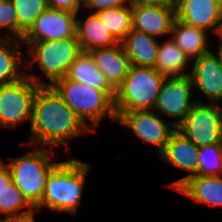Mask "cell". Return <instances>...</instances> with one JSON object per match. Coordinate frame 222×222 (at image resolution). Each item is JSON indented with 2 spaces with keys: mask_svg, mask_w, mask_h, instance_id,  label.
<instances>
[{
  "mask_svg": "<svg viewBox=\"0 0 222 222\" xmlns=\"http://www.w3.org/2000/svg\"><path fill=\"white\" fill-rule=\"evenodd\" d=\"M25 50V71H42L48 85L66 76L76 56L81 52L77 37L50 41H21Z\"/></svg>",
  "mask_w": 222,
  "mask_h": 222,
  "instance_id": "obj_6",
  "label": "cell"
},
{
  "mask_svg": "<svg viewBox=\"0 0 222 222\" xmlns=\"http://www.w3.org/2000/svg\"><path fill=\"white\" fill-rule=\"evenodd\" d=\"M193 95V84L189 76L165 78L154 110L162 117L164 115V117L169 118L167 121H170L177 128L196 102Z\"/></svg>",
  "mask_w": 222,
  "mask_h": 222,
  "instance_id": "obj_10",
  "label": "cell"
},
{
  "mask_svg": "<svg viewBox=\"0 0 222 222\" xmlns=\"http://www.w3.org/2000/svg\"><path fill=\"white\" fill-rule=\"evenodd\" d=\"M198 152L199 147L177 128L172 132L158 157L171 167L187 172V175L165 184L168 188L175 190L185 179L197 175Z\"/></svg>",
  "mask_w": 222,
  "mask_h": 222,
  "instance_id": "obj_14",
  "label": "cell"
},
{
  "mask_svg": "<svg viewBox=\"0 0 222 222\" xmlns=\"http://www.w3.org/2000/svg\"><path fill=\"white\" fill-rule=\"evenodd\" d=\"M174 0H131V3L137 2H173Z\"/></svg>",
  "mask_w": 222,
  "mask_h": 222,
  "instance_id": "obj_35",
  "label": "cell"
},
{
  "mask_svg": "<svg viewBox=\"0 0 222 222\" xmlns=\"http://www.w3.org/2000/svg\"><path fill=\"white\" fill-rule=\"evenodd\" d=\"M32 147L34 149L23 156L9 158L8 163H4L10 171L12 182L21 190L28 203L36 208L41 203L50 171L59 163L55 160L59 154L53 148Z\"/></svg>",
  "mask_w": 222,
  "mask_h": 222,
  "instance_id": "obj_4",
  "label": "cell"
},
{
  "mask_svg": "<svg viewBox=\"0 0 222 222\" xmlns=\"http://www.w3.org/2000/svg\"><path fill=\"white\" fill-rule=\"evenodd\" d=\"M18 19V39L30 29L36 18L47 8V0H11Z\"/></svg>",
  "mask_w": 222,
  "mask_h": 222,
  "instance_id": "obj_25",
  "label": "cell"
},
{
  "mask_svg": "<svg viewBox=\"0 0 222 222\" xmlns=\"http://www.w3.org/2000/svg\"><path fill=\"white\" fill-rule=\"evenodd\" d=\"M126 5H132L131 0H83V9L91 13Z\"/></svg>",
  "mask_w": 222,
  "mask_h": 222,
  "instance_id": "obj_29",
  "label": "cell"
},
{
  "mask_svg": "<svg viewBox=\"0 0 222 222\" xmlns=\"http://www.w3.org/2000/svg\"><path fill=\"white\" fill-rule=\"evenodd\" d=\"M164 80L154 67L130 65L126 77L115 90L116 117L136 110H154Z\"/></svg>",
  "mask_w": 222,
  "mask_h": 222,
  "instance_id": "obj_5",
  "label": "cell"
},
{
  "mask_svg": "<svg viewBox=\"0 0 222 222\" xmlns=\"http://www.w3.org/2000/svg\"><path fill=\"white\" fill-rule=\"evenodd\" d=\"M175 191L189 197L193 202L209 207H222V175H194L185 179Z\"/></svg>",
  "mask_w": 222,
  "mask_h": 222,
  "instance_id": "obj_17",
  "label": "cell"
},
{
  "mask_svg": "<svg viewBox=\"0 0 222 222\" xmlns=\"http://www.w3.org/2000/svg\"><path fill=\"white\" fill-rule=\"evenodd\" d=\"M189 77L193 91L199 93L196 94V101L222 105V65L214 51L191 60Z\"/></svg>",
  "mask_w": 222,
  "mask_h": 222,
  "instance_id": "obj_11",
  "label": "cell"
},
{
  "mask_svg": "<svg viewBox=\"0 0 222 222\" xmlns=\"http://www.w3.org/2000/svg\"><path fill=\"white\" fill-rule=\"evenodd\" d=\"M1 37L18 39V19L11 0H0V38Z\"/></svg>",
  "mask_w": 222,
  "mask_h": 222,
  "instance_id": "obj_28",
  "label": "cell"
},
{
  "mask_svg": "<svg viewBox=\"0 0 222 222\" xmlns=\"http://www.w3.org/2000/svg\"><path fill=\"white\" fill-rule=\"evenodd\" d=\"M217 42H219V43H217L218 45L216 46V48L214 47L213 49H214V52L216 50L215 54L217 55L219 61L221 62V65H222V40H218Z\"/></svg>",
  "mask_w": 222,
  "mask_h": 222,
  "instance_id": "obj_33",
  "label": "cell"
},
{
  "mask_svg": "<svg viewBox=\"0 0 222 222\" xmlns=\"http://www.w3.org/2000/svg\"><path fill=\"white\" fill-rule=\"evenodd\" d=\"M3 160L0 158V192L12 182L10 171Z\"/></svg>",
  "mask_w": 222,
  "mask_h": 222,
  "instance_id": "obj_32",
  "label": "cell"
},
{
  "mask_svg": "<svg viewBox=\"0 0 222 222\" xmlns=\"http://www.w3.org/2000/svg\"><path fill=\"white\" fill-rule=\"evenodd\" d=\"M96 14L119 43L132 30V5L109 8Z\"/></svg>",
  "mask_w": 222,
  "mask_h": 222,
  "instance_id": "obj_24",
  "label": "cell"
},
{
  "mask_svg": "<svg viewBox=\"0 0 222 222\" xmlns=\"http://www.w3.org/2000/svg\"><path fill=\"white\" fill-rule=\"evenodd\" d=\"M91 168V164L75 157L59 161L47 177L41 203L36 209L67 212L76 217Z\"/></svg>",
  "mask_w": 222,
  "mask_h": 222,
  "instance_id": "obj_2",
  "label": "cell"
},
{
  "mask_svg": "<svg viewBox=\"0 0 222 222\" xmlns=\"http://www.w3.org/2000/svg\"><path fill=\"white\" fill-rule=\"evenodd\" d=\"M175 19L174 2L132 3V28L158 39L170 37Z\"/></svg>",
  "mask_w": 222,
  "mask_h": 222,
  "instance_id": "obj_12",
  "label": "cell"
},
{
  "mask_svg": "<svg viewBox=\"0 0 222 222\" xmlns=\"http://www.w3.org/2000/svg\"><path fill=\"white\" fill-rule=\"evenodd\" d=\"M177 129L198 147L222 143L221 104L196 101Z\"/></svg>",
  "mask_w": 222,
  "mask_h": 222,
  "instance_id": "obj_8",
  "label": "cell"
},
{
  "mask_svg": "<svg viewBox=\"0 0 222 222\" xmlns=\"http://www.w3.org/2000/svg\"><path fill=\"white\" fill-rule=\"evenodd\" d=\"M154 68L165 78H183L189 76L191 60L171 37H168L159 41Z\"/></svg>",
  "mask_w": 222,
  "mask_h": 222,
  "instance_id": "obj_20",
  "label": "cell"
},
{
  "mask_svg": "<svg viewBox=\"0 0 222 222\" xmlns=\"http://www.w3.org/2000/svg\"><path fill=\"white\" fill-rule=\"evenodd\" d=\"M208 32L175 19L170 37L190 60L200 57L213 48ZM210 44H212L210 46Z\"/></svg>",
  "mask_w": 222,
  "mask_h": 222,
  "instance_id": "obj_19",
  "label": "cell"
},
{
  "mask_svg": "<svg viewBox=\"0 0 222 222\" xmlns=\"http://www.w3.org/2000/svg\"><path fill=\"white\" fill-rule=\"evenodd\" d=\"M39 213L40 211L38 209L33 208L26 213L6 217V220L7 222H36L35 216Z\"/></svg>",
  "mask_w": 222,
  "mask_h": 222,
  "instance_id": "obj_31",
  "label": "cell"
},
{
  "mask_svg": "<svg viewBox=\"0 0 222 222\" xmlns=\"http://www.w3.org/2000/svg\"><path fill=\"white\" fill-rule=\"evenodd\" d=\"M51 86L92 133L99 132L96 129L104 118L117 121L114 109L115 91L91 88L66 76L56 80Z\"/></svg>",
  "mask_w": 222,
  "mask_h": 222,
  "instance_id": "obj_3",
  "label": "cell"
},
{
  "mask_svg": "<svg viewBox=\"0 0 222 222\" xmlns=\"http://www.w3.org/2000/svg\"><path fill=\"white\" fill-rule=\"evenodd\" d=\"M66 77L72 81L85 84L102 91H115L105 75L97 68L89 52L81 51L70 66Z\"/></svg>",
  "mask_w": 222,
  "mask_h": 222,
  "instance_id": "obj_23",
  "label": "cell"
},
{
  "mask_svg": "<svg viewBox=\"0 0 222 222\" xmlns=\"http://www.w3.org/2000/svg\"><path fill=\"white\" fill-rule=\"evenodd\" d=\"M221 132H222V105H221Z\"/></svg>",
  "mask_w": 222,
  "mask_h": 222,
  "instance_id": "obj_37",
  "label": "cell"
},
{
  "mask_svg": "<svg viewBox=\"0 0 222 222\" xmlns=\"http://www.w3.org/2000/svg\"><path fill=\"white\" fill-rule=\"evenodd\" d=\"M197 175H222V143L199 147Z\"/></svg>",
  "mask_w": 222,
  "mask_h": 222,
  "instance_id": "obj_26",
  "label": "cell"
},
{
  "mask_svg": "<svg viewBox=\"0 0 222 222\" xmlns=\"http://www.w3.org/2000/svg\"><path fill=\"white\" fill-rule=\"evenodd\" d=\"M87 16L76 19V37L81 51L109 48L119 44L96 13L86 12Z\"/></svg>",
  "mask_w": 222,
  "mask_h": 222,
  "instance_id": "obj_16",
  "label": "cell"
},
{
  "mask_svg": "<svg viewBox=\"0 0 222 222\" xmlns=\"http://www.w3.org/2000/svg\"><path fill=\"white\" fill-rule=\"evenodd\" d=\"M97 68L105 75L108 83L116 90L126 77L130 62L121 43L89 51Z\"/></svg>",
  "mask_w": 222,
  "mask_h": 222,
  "instance_id": "obj_18",
  "label": "cell"
},
{
  "mask_svg": "<svg viewBox=\"0 0 222 222\" xmlns=\"http://www.w3.org/2000/svg\"><path fill=\"white\" fill-rule=\"evenodd\" d=\"M117 124L127 128L141 142L152 145L159 155L176 129L166 117L160 116L155 110H136L122 113Z\"/></svg>",
  "mask_w": 222,
  "mask_h": 222,
  "instance_id": "obj_9",
  "label": "cell"
},
{
  "mask_svg": "<svg viewBox=\"0 0 222 222\" xmlns=\"http://www.w3.org/2000/svg\"><path fill=\"white\" fill-rule=\"evenodd\" d=\"M48 8L80 13L83 9V0H47Z\"/></svg>",
  "mask_w": 222,
  "mask_h": 222,
  "instance_id": "obj_30",
  "label": "cell"
},
{
  "mask_svg": "<svg viewBox=\"0 0 222 222\" xmlns=\"http://www.w3.org/2000/svg\"><path fill=\"white\" fill-rule=\"evenodd\" d=\"M173 2L177 20L210 34H216L222 13L220 0H174Z\"/></svg>",
  "mask_w": 222,
  "mask_h": 222,
  "instance_id": "obj_15",
  "label": "cell"
},
{
  "mask_svg": "<svg viewBox=\"0 0 222 222\" xmlns=\"http://www.w3.org/2000/svg\"><path fill=\"white\" fill-rule=\"evenodd\" d=\"M22 47L24 45L19 39L0 38V86L25 76V51Z\"/></svg>",
  "mask_w": 222,
  "mask_h": 222,
  "instance_id": "obj_22",
  "label": "cell"
},
{
  "mask_svg": "<svg viewBox=\"0 0 222 222\" xmlns=\"http://www.w3.org/2000/svg\"><path fill=\"white\" fill-rule=\"evenodd\" d=\"M90 133L52 86L38 87L33 99L29 140L23 142L24 145L49 147L57 151L63 149L72 153L70 143L76 137Z\"/></svg>",
  "mask_w": 222,
  "mask_h": 222,
  "instance_id": "obj_1",
  "label": "cell"
},
{
  "mask_svg": "<svg viewBox=\"0 0 222 222\" xmlns=\"http://www.w3.org/2000/svg\"><path fill=\"white\" fill-rule=\"evenodd\" d=\"M215 35L218 37L217 40L218 39L222 40V13H221V18L219 20V26Z\"/></svg>",
  "mask_w": 222,
  "mask_h": 222,
  "instance_id": "obj_34",
  "label": "cell"
},
{
  "mask_svg": "<svg viewBox=\"0 0 222 222\" xmlns=\"http://www.w3.org/2000/svg\"><path fill=\"white\" fill-rule=\"evenodd\" d=\"M0 222H7V220H6V218H4V217H0Z\"/></svg>",
  "mask_w": 222,
  "mask_h": 222,
  "instance_id": "obj_36",
  "label": "cell"
},
{
  "mask_svg": "<svg viewBox=\"0 0 222 222\" xmlns=\"http://www.w3.org/2000/svg\"><path fill=\"white\" fill-rule=\"evenodd\" d=\"M160 39L133 29L121 42L130 65L155 67Z\"/></svg>",
  "mask_w": 222,
  "mask_h": 222,
  "instance_id": "obj_21",
  "label": "cell"
},
{
  "mask_svg": "<svg viewBox=\"0 0 222 222\" xmlns=\"http://www.w3.org/2000/svg\"><path fill=\"white\" fill-rule=\"evenodd\" d=\"M31 209H33V207L13 182L0 192V214H2L4 218L26 213Z\"/></svg>",
  "mask_w": 222,
  "mask_h": 222,
  "instance_id": "obj_27",
  "label": "cell"
},
{
  "mask_svg": "<svg viewBox=\"0 0 222 222\" xmlns=\"http://www.w3.org/2000/svg\"><path fill=\"white\" fill-rule=\"evenodd\" d=\"M77 13L47 8L34 21L21 41L64 40L76 37Z\"/></svg>",
  "mask_w": 222,
  "mask_h": 222,
  "instance_id": "obj_13",
  "label": "cell"
},
{
  "mask_svg": "<svg viewBox=\"0 0 222 222\" xmlns=\"http://www.w3.org/2000/svg\"><path fill=\"white\" fill-rule=\"evenodd\" d=\"M41 76L25 71L21 79L0 86V128L16 129L26 121L31 124L36 90L40 85H48Z\"/></svg>",
  "mask_w": 222,
  "mask_h": 222,
  "instance_id": "obj_7",
  "label": "cell"
}]
</instances>
